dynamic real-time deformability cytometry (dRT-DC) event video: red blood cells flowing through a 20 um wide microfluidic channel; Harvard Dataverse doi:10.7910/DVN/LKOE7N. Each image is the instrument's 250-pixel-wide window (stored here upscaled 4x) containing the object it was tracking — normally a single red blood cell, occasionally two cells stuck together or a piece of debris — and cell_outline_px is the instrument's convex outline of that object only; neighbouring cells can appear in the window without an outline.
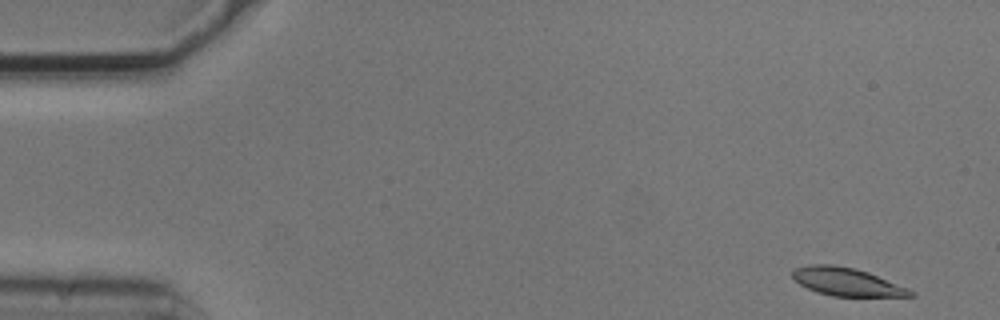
{"species": "common noctule bat (a hibernating species)", "species_latin": "Nyctalus noctula", "temperature_condition": "cold", "stored_images_in_passage": 5, "camera_frame_rate_fps": 3000, "um_per_image_px": 0.085, "animal": {"sex": "male", "body_mass_g": 20.5, "forearm_length_mm": 52.5}, "frame": {"image": 1, "passage_image": 1, "time_ms": 0.0, "image_size_px": [1000, 320], "cell_outline_px": [[916, 296], [832, 296], [816, 292], [800, 284], [792, 276], [792, 272], [796, 268], [812, 264], [832, 264], [852, 268], [868, 272], [908, 288], [916, 292]], "centroid_in_image_um": [71.99, 23.96], "position_along_channel_um": 13.0, "area_um2": 19.07}}
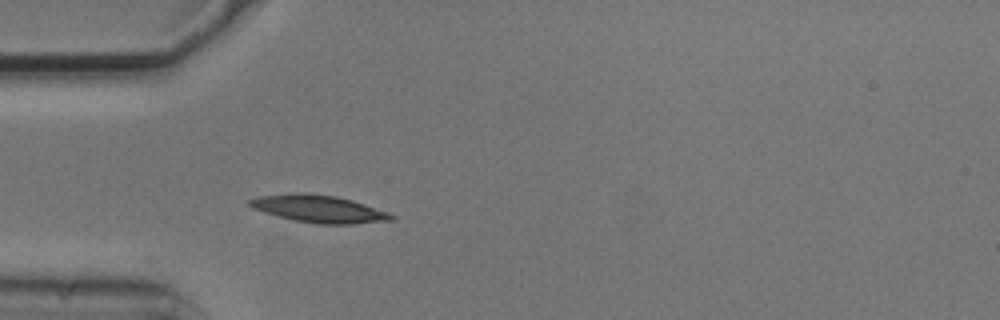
{"frame": {"image": 2, "passage_image": 5, "time_ms": 1.333, "image_size_px": [1000, 320], "cell_outline_px": [[396, 216], [392, 220], [352, 224], [316, 224], [296, 220], [264, 212], [248, 204], [248, 200], [260, 196], [292, 192], [308, 192], [336, 196], [352, 200], [388, 212]], "centroid_in_image_um": [27.12, 17.74], "position_along_channel_um": 57.9, "area_um2": 22.48}}